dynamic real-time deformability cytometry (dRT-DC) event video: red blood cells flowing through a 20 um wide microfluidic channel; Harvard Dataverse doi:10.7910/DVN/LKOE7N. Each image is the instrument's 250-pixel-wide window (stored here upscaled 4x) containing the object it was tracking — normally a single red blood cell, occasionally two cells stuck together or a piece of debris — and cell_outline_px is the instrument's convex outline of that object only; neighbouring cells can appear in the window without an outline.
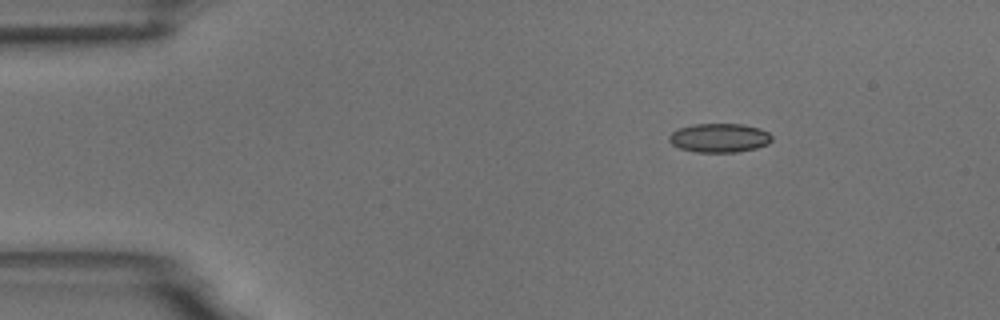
{"species": "common noctule bat (a hibernating species)", "species_latin": "Nyctalus noctula", "temperature_condition": "room temperature", "stored_images_in_passage": 3, "camera_frame_rate_fps": 3000, "um_per_image_px": 0.085, "animal": {"sex": "male", "body_mass_g": 18.8}, "frame": {"image": 1, "passage_image": 1, "time_ms": 0.0, "image_size_px": [1000, 320], "cell_outline_px": [[772, 140], [768, 144], [756, 148], [736, 152], [696, 152], [680, 148], [672, 144], [668, 140], [668, 136], [672, 132], [680, 128], [692, 124], [744, 124], [760, 128], [768, 132], [772, 136]], "centroid_in_image_um": [61.16, 11.71], "position_along_channel_um": 23.8, "area_um2": 17.4}}